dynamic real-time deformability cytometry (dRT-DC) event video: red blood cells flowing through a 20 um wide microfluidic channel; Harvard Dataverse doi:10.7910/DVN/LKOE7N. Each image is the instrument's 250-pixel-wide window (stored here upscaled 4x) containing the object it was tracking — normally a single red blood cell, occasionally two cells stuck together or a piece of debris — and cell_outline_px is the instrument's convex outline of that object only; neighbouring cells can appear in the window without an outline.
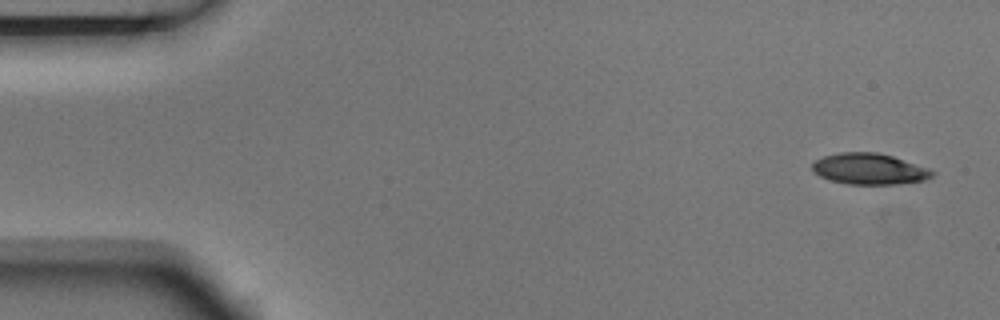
{"species": "Egyptian fruit bat (a non-hibernating species)", "species_latin": "Rousettus aegyptiacus", "temperature_condition": "room temperature", "stored_images_in_passage": 4, "camera_frame_rate_fps": 3000, "um_per_image_px": 0.085, "animal": {"sex": "male"}, "frame": {"image": 1, "passage_image": 1, "time_ms": 0.0, "image_size_px": [1000, 320], "cell_outline_px": [[936, 172], [932, 176], [924, 180], [900, 184], [848, 184], [832, 180], [820, 176], [812, 168], [812, 164], [816, 160], [824, 156], [840, 152], [876, 152], [892, 156], [928, 168]], "centroid_in_image_um": [73.91, 14.36], "position_along_channel_um": 11.1, "area_um2": 21.5}}
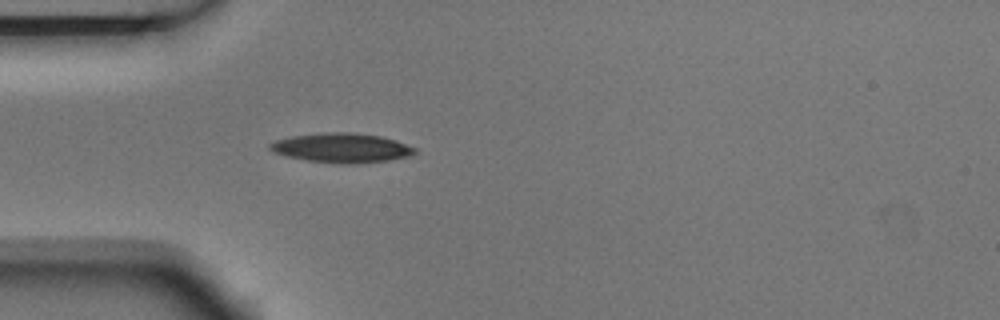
{"frame": {"image": 2, "passage_image": 4, "time_ms": 1.0, "image_size_px": [1000, 320], "cell_outline_px": [[416, 152], [412, 156], [388, 160], [352, 164], [348, 164], [308, 160], [288, 156], [272, 152], [268, 148], [268, 144], [276, 140], [292, 136], [320, 132], [352, 132], [380, 136], [396, 140], [416, 148]], "centroid_in_image_um": [29.05, 12.56], "position_along_channel_um": 56.0, "area_um2": 24.85}}